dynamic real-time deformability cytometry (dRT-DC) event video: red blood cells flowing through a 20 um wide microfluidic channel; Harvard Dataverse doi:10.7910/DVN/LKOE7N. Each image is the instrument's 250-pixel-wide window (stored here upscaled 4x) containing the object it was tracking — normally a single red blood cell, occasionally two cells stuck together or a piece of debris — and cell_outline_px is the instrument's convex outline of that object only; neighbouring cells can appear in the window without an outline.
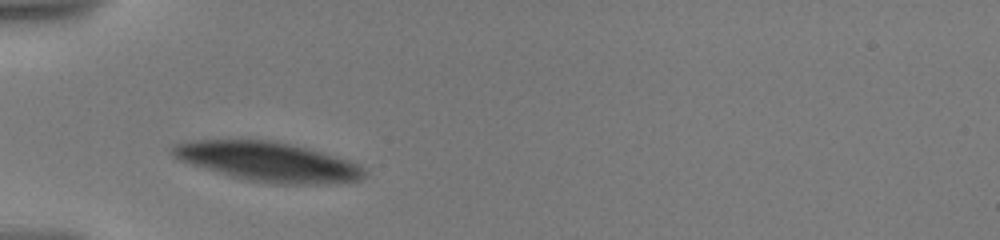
{"species": "human", "species_latin": "Homo sapiens", "temperature_condition": "warm", "stored_images_in_passage": 27, "camera_frame_rate_fps": 3000, "um_per_image_px": 0.085, "donor": {"sex": "male"}, "frame": {"image": 1, "passage_image": 1, "time_ms": 0.0, "image_size_px": [1000, 240], "cell_outline_px": [[368, 172], [360, 180], [292, 184], [284, 184], [252, 180], [236, 176], [180, 160], [172, 156], [172, 148], [176, 144], [192, 140], [272, 140], [308, 148], [348, 160], [360, 164]], "centroid_in_image_um": [22.82, 13.71], "position_along_channel_um": 62.2, "area_um2": 42.71}}
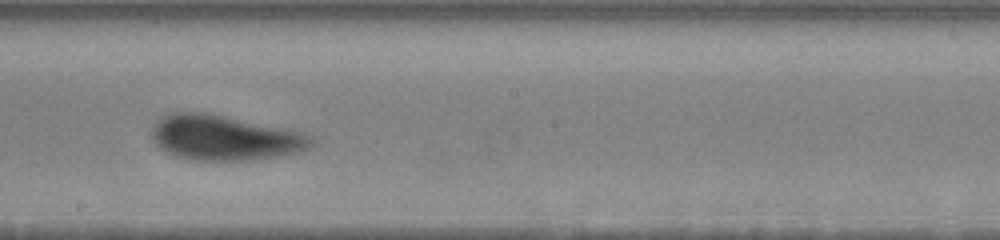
{"frame": {"image": 2, "passage_image": 10, "time_ms": 5.0, "image_size_px": [1000, 240], "cell_outline_px": [[312, 144], [308, 148], [300, 152], [252, 160], [200, 160], [176, 156], [160, 148], [156, 144], [152, 136], [152, 128], [156, 120], [160, 116], [168, 112], [204, 112], [224, 116], [300, 132], [308, 136], [312, 140]], "centroid_in_image_um": [19.01, 11.7], "position_along_channel_um": 229.2, "area_um2": 41.33}}
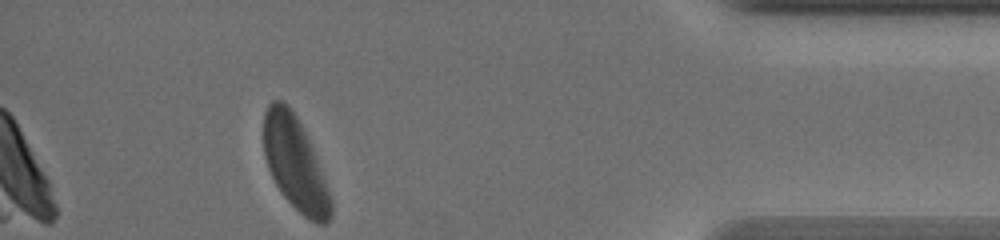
{"frame": {"image": 3, "passage_image": 24, "time_ms": 11.333, "image_size_px": [1000, 240], "cell_outline_px": [[332, 212], [328, 220], [324, 224], [316, 224], [304, 216], [284, 196], [276, 184], [268, 168], [264, 156], [264, 112], [268, 104], [272, 100], [280, 100], [288, 104], [296, 116], [308, 140], [332, 200]], "centroid_in_image_um": [25.05, 13.89], "position_along_channel_um": 410.2, "area_um2": 35.6}, "authors_computed_cell_mechanics": {"area_um2": 39.4774, "velocity_mm_per_s": 3.4773, "shape_relaxation_time_tau1_ms": 5.324, "shape_relaxation_time_tau2_ms": null, "deformation_change_tau1": 0.146, "deformation_change_tau2": null}}